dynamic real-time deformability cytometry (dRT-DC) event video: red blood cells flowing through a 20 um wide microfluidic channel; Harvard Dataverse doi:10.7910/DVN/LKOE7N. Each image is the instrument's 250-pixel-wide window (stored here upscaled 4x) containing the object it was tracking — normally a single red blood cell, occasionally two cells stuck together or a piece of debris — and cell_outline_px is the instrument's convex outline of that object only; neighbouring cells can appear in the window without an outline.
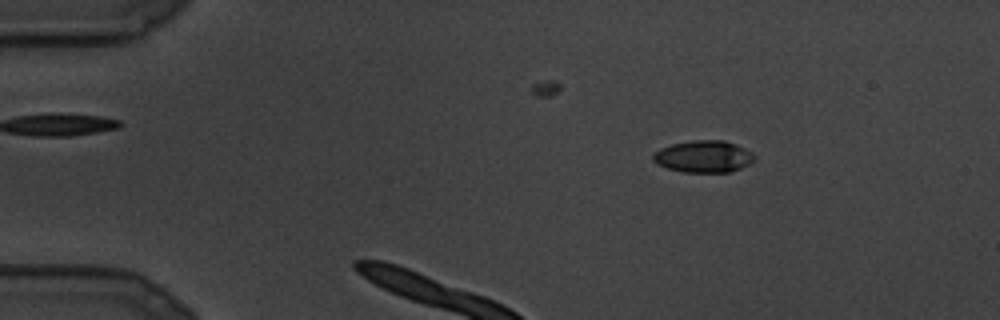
{"species": "common noctule bat (a hibernating species)", "species_latin": "Nyctalus noctula", "temperature_condition": "cold", "stored_images_in_passage": 24, "camera_frame_rate_fps": 3000, "um_per_image_px": 0.085, "animal": {"sex": "male", "body_mass_g": 19.5, "forearm_length_mm": 54.6}, "frame": {"image": 1, "passage_image": 17, "time_ms": 5.333, "image_size_px": [1000, 320], "cell_outline_px": [[756, 160], [740, 168], [728, 172], [684, 172], [668, 168], [656, 164], [652, 160], [652, 152], [660, 148], [672, 144], [692, 140], [724, 140], [736, 144], [752, 152], [756, 156]], "centroid_in_image_um": [59.79, 13.29], "position_along_channel_um": 25.2, "area_um2": 19.02}}